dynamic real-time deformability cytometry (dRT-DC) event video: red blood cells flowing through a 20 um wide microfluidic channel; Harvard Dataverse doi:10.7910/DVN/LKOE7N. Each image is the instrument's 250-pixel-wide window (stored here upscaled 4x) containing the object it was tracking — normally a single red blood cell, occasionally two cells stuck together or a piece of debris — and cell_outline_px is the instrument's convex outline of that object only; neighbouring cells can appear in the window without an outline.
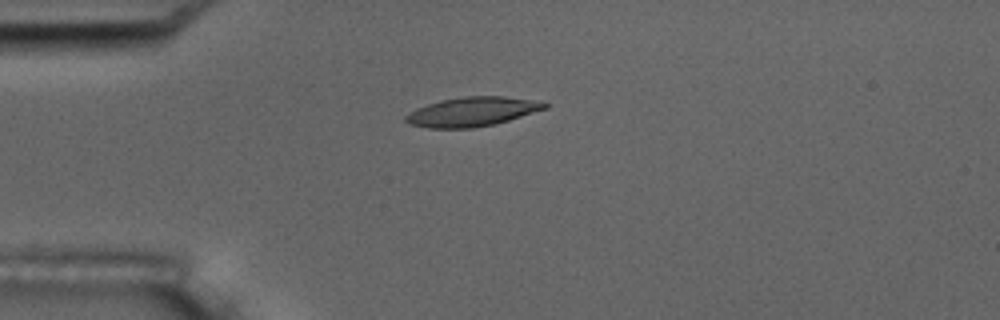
{"species": "common noctule bat (a hibernating species)", "species_latin": "Nyctalus noctula", "temperature_condition": "room temperature", "stored_images_in_passage": 6, "camera_frame_rate_fps": 3000, "um_per_image_px": 0.085, "animal": {"sex": "male", "body_mass_g": 17.5, "forearm_length_mm": 52.3}, "frame": {"image": 1, "passage_image": 4, "time_ms": 4.333, "image_size_px": [1000, 320], "cell_outline_px": [[548, 108], [508, 120], [492, 124], [472, 128], [428, 128], [408, 124], [404, 120], [404, 116], [408, 112], [416, 108], [440, 100], [464, 96], [504, 96], [528, 100], [548, 104]], "centroid_in_image_um": [40.05, 9.5], "position_along_channel_um": 45.0, "area_um2": 23.52}}